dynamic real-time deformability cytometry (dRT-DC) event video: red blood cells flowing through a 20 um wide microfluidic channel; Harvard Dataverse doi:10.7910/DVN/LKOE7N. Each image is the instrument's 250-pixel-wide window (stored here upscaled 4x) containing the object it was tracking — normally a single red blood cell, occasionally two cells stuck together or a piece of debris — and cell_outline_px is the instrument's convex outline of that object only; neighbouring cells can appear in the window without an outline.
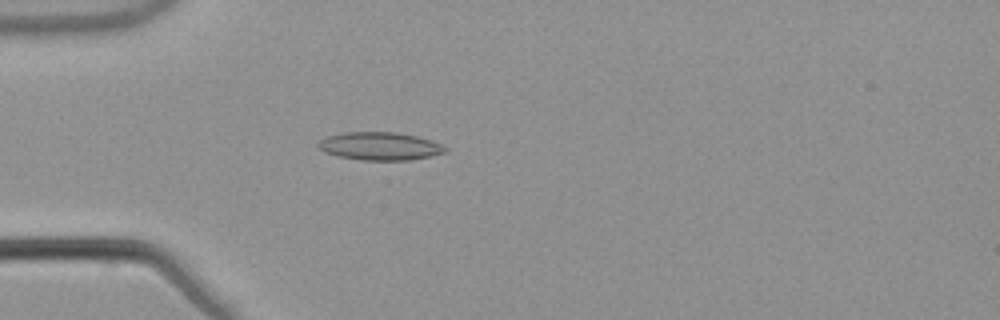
{"species": "common noctule bat (a hibernating species)", "species_latin": "Nyctalus noctula", "temperature_condition": "warm", "stored_images_in_passage": 53, "camera_frame_rate_fps": 3000, "um_per_image_px": 0.085, "animal": {"sex": "male", "body_mass_g": 21.5, "forearm_length_mm": 52.0}, "frame": {"image": 1, "passage_image": 15, "time_ms": 4.667, "image_size_px": [1000, 320], "cell_outline_px": [[448, 152], [408, 160], [364, 160], [340, 156], [324, 152], [316, 144], [320, 140], [328, 136], [344, 132], [396, 132], [416, 136], [440, 144], [448, 148]], "centroid_in_image_um": [32.28, 12.42], "position_along_channel_um": 52.7, "area_um2": 20.46}}
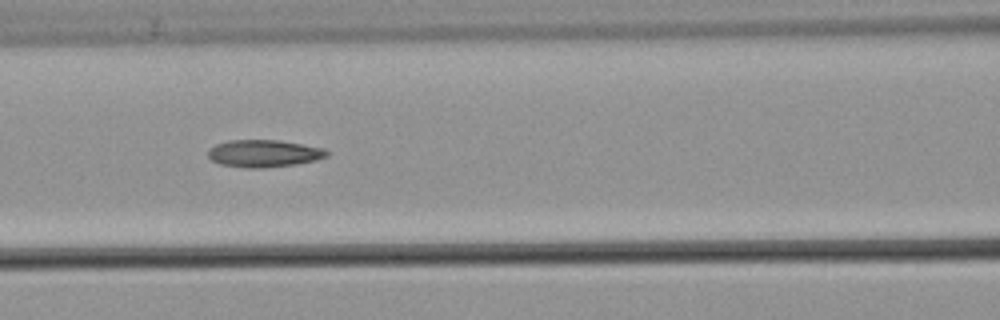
{"frame": {"image": 2, "passage_image": 23, "time_ms": 7.333, "image_size_px": [1000, 320], "cell_outline_px": [[332, 152], [328, 156], [316, 160], [296, 164], [264, 168], [244, 168], [220, 164], [212, 160], [208, 156], [208, 148], [216, 144], [228, 140], [276, 140], [324, 148]], "centroid_in_image_um": [22.43, 13.05], "position_along_channel_um": 144.2, "area_um2": 19.02}}
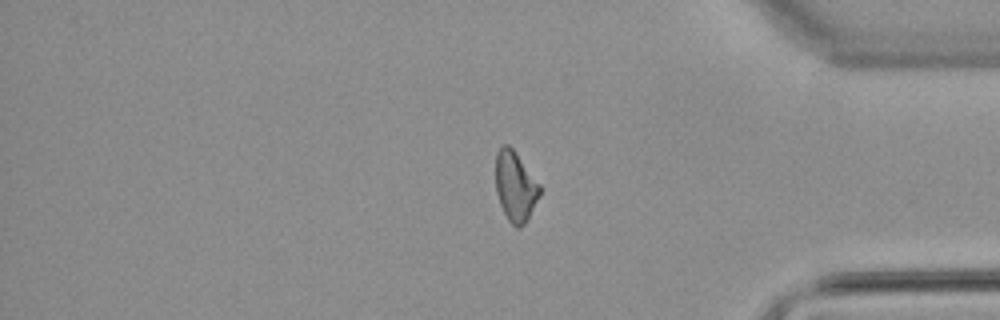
{"frame": {"image": 3, "passage_image": 44, "time_ms": 14.333, "image_size_px": [1000, 320], "cell_outline_px": [[540, 196], [528, 220], [520, 228], [516, 228], [508, 220], [500, 204], [496, 192], [496, 152], [504, 144], [508, 144], [512, 148], [540, 184]], "centroid_in_image_um": [43.81, 15.87], "position_along_channel_um": 391.4, "area_um2": 17.98}, "authors_computed_cell_mechanics": {"area_um2": 18.785, "velocity_mm_per_s": 3.8317, "shape_relaxation_time_tau1_ms": null, "shape_relaxation_time_tau2_ms": 2.91, "deformation_change_tau1": null, "deformation_change_tau2": 0.1114}}